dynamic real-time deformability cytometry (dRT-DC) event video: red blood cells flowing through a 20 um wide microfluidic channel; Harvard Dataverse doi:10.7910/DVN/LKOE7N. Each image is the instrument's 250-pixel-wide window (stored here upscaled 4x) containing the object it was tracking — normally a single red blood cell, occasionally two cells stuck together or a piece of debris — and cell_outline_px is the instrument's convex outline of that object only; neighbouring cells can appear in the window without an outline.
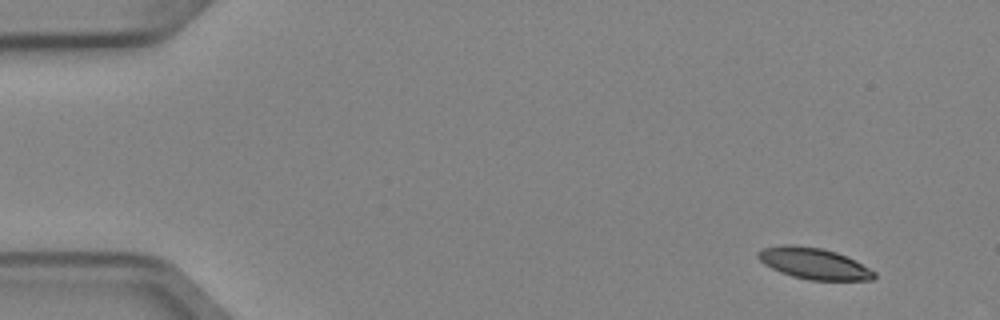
{"species": "Egyptian fruit bat (a non-hibernating species)", "species_latin": "Rousettus aegyptiacus", "temperature_condition": "cold", "stored_images_in_passage": 4, "camera_frame_rate_fps": 3000, "um_per_image_px": 0.085, "animal": {"sex": "female"}, "frame": {"image": 1, "passage_image": 1, "time_ms": 0.0, "image_size_px": [1000, 320], "cell_outline_px": [[876, 276], [872, 280], [808, 280], [792, 276], [780, 272], [764, 264], [756, 256], [756, 252], [764, 248], [784, 244], [792, 244], [820, 248], [836, 252], [876, 272]], "centroid_in_image_um": [69.13, 22.4], "position_along_channel_um": 15.9, "area_um2": 20.92}}
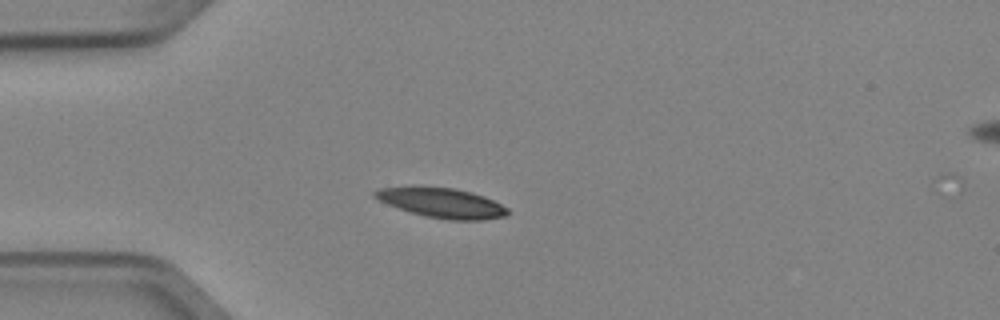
{"frame": {"image": 2, "passage_image": 4, "time_ms": 1.0, "image_size_px": [1000, 320], "cell_outline_px": [[508, 216], [484, 220], [448, 220], [424, 216], [388, 204], [372, 196], [372, 192], [376, 188], [456, 188], [472, 192], [484, 196], [508, 208]], "centroid_in_image_um": [37.62, 17.27], "position_along_channel_um": 47.4, "area_um2": 22.6}}